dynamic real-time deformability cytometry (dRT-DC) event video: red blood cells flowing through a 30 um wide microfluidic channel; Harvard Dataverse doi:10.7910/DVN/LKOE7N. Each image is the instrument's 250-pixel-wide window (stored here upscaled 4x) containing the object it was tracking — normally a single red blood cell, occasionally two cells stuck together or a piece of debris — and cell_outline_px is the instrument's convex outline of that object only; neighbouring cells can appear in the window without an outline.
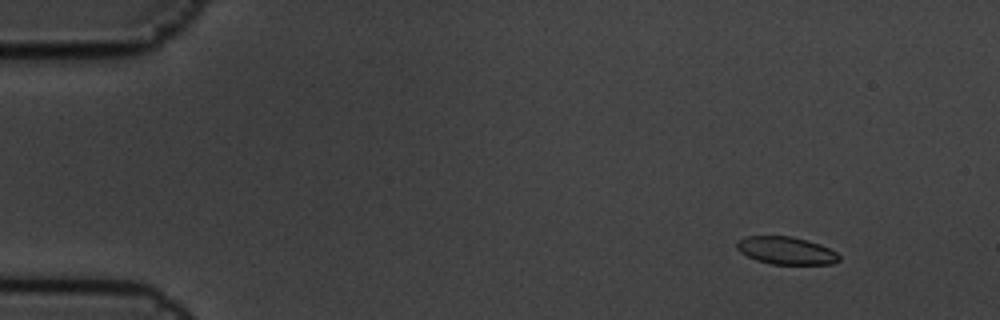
{"species": "common noctule bat (a hibernating species)", "species_latin": "Nyctalus noctula", "temperature_condition": "cold", "stored_images_in_passage": 8, "camera_frame_rate_fps": 3000, "um_per_image_px": 0.085, "animal": {"sex": "male", "body_mass_g": 19.5, "forearm_length_mm": 54.6}, "frame": {"image": 1, "passage_image": 2, "time_ms": 0.333, "image_size_px": [1000, 320], "cell_outline_px": [[840, 260], [832, 264], [772, 264], [756, 260], [740, 252], [736, 248], [736, 240], [744, 236], [792, 236], [808, 240], [820, 244], [836, 252], [840, 256]], "centroid_in_image_um": [66.8, 21.29], "position_along_channel_um": 18.2, "area_um2": 16.59}}
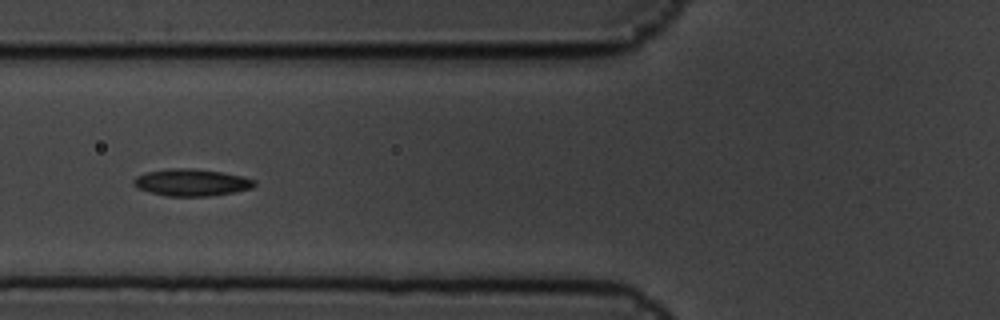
{"frame": {"image": 2, "passage_image": 7, "time_ms": 2.0, "image_size_px": [1000, 320], "cell_outline_px": [[256, 184], [252, 188], [236, 192], [208, 196], [168, 196], [148, 192], [132, 184], [132, 180], [136, 176], [148, 172], [172, 168], [188, 168], [224, 172], [256, 180]], "centroid_in_image_um": [16.29, 15.51], "position_along_channel_um": 109.5, "area_um2": 18.96}}
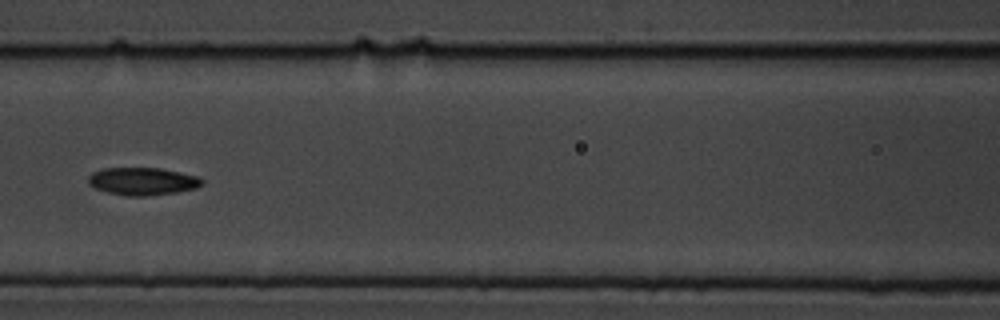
{"frame": {"image": 3, "passage_image": 8, "time_ms": 2.333, "image_size_px": [1000, 320], "cell_outline_px": [[204, 184], [196, 188], [176, 192], [144, 196], [128, 196], [108, 192], [96, 188], [88, 184], [88, 176], [92, 172], [104, 168], [160, 168], [196, 176], [204, 180]], "centroid_in_image_um": [12.11, 15.41], "position_along_channel_um": 154.5, "area_um2": 18.21}}